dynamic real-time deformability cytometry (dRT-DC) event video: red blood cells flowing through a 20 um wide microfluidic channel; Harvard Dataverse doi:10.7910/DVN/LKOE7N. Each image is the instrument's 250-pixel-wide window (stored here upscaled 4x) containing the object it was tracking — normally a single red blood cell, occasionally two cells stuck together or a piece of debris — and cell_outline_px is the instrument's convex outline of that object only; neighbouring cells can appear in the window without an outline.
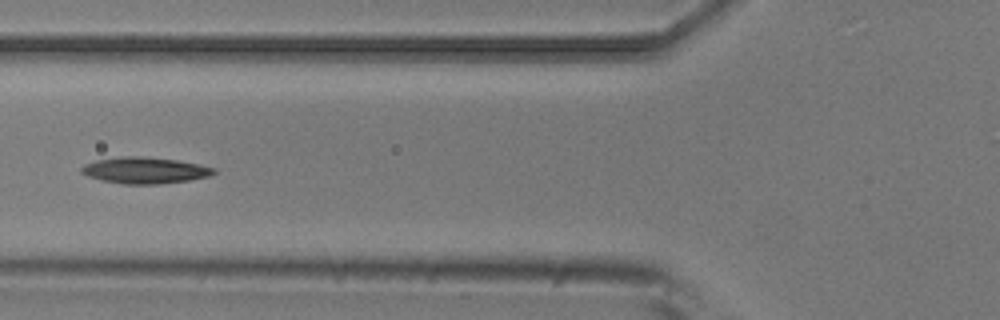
{"species": "common noctule bat (a hibernating species)", "species_latin": "Nyctalus noctula", "temperature_condition": "room temperature", "stored_images_in_passage": 8, "camera_frame_rate_fps": 3000, "um_per_image_px": 0.085, "animal": {"sex": "male", "body_mass_g": 20.5, "forearm_length_mm": 52.5}, "frame": {"image": 1, "passage_image": 5, "time_ms": 1.333, "image_size_px": [1000, 320], "cell_outline_px": [[216, 172], [208, 176], [188, 180], [156, 184], [124, 184], [100, 180], [88, 176], [80, 172], [80, 168], [84, 164], [96, 160], [120, 156], [140, 156], [176, 160], [200, 164], [216, 168]], "centroid_in_image_um": [12.28, 14.47], "position_along_channel_um": 113.5, "area_um2": 20.29}}
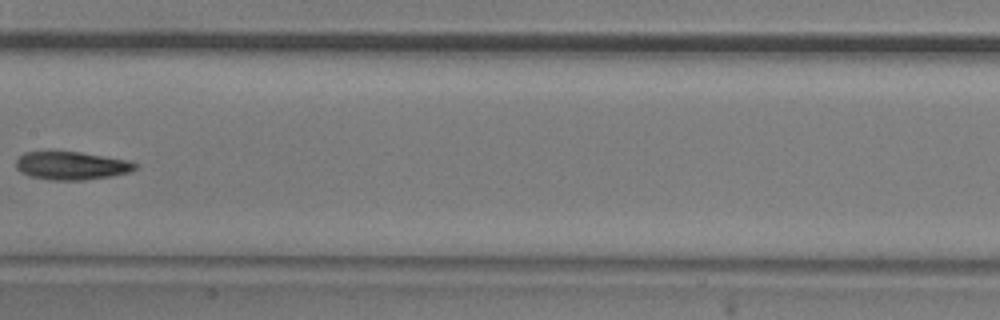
{"frame": {"image": 2, "passage_image": 7, "time_ms": 2.0, "image_size_px": [1000, 320], "cell_outline_px": [[136, 168], [132, 172], [112, 176], [84, 180], [48, 180], [28, 176], [20, 172], [16, 168], [16, 160], [24, 152], [80, 152], [128, 160], [136, 164]], "centroid_in_image_um": [6.07, 14.09], "position_along_channel_um": 201.3, "area_um2": 19.59}}
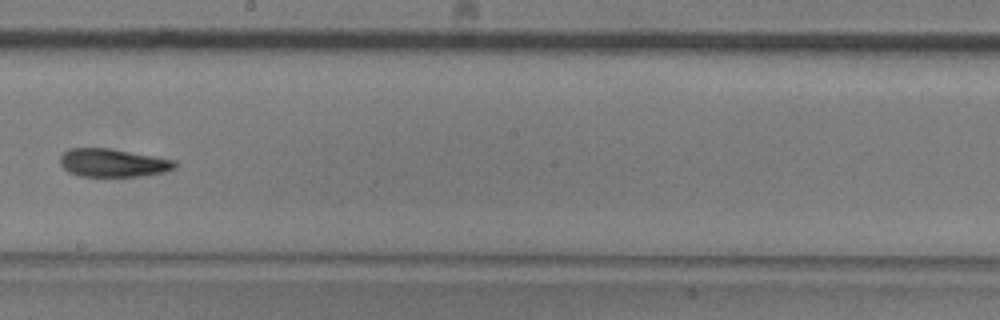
{"frame": {"image": 3, "passage_image": 8, "time_ms": 2.333, "image_size_px": [1000, 320], "cell_outline_px": [[176, 168], [164, 172], [144, 176], [80, 176], [68, 172], [60, 164], [60, 156], [68, 148], [108, 148], [176, 160]], "centroid_in_image_um": [9.59, 13.84], "position_along_channel_um": 238.6, "area_um2": 18.84}}